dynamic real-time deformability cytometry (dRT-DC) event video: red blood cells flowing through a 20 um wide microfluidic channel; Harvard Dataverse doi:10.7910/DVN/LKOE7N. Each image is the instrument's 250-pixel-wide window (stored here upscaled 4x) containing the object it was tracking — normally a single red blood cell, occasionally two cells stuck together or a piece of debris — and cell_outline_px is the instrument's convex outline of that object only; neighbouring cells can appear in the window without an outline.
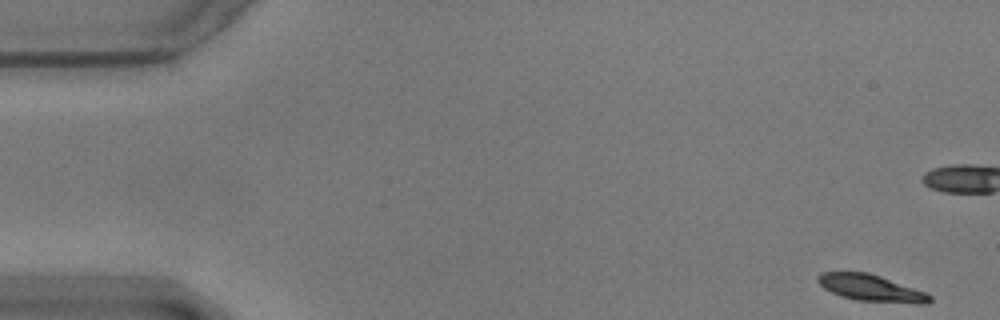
{"species": "common noctule bat (a hibernating species)", "species_latin": "Nyctalus noctula", "temperature_condition": "warm", "stored_images_in_passage": 15, "camera_frame_rate_fps": 3000, "um_per_image_px": 0.085, "animal": {"sex": "male", "body_mass_g": 17.9}, "frame": {"image": 1, "passage_image": 1, "time_ms": 0.0, "image_size_px": [1000, 320], "cell_outline_px": [[932, 300], [928, 304], [916, 304], [856, 300], [840, 296], [824, 288], [816, 280], [816, 276], [820, 272], [868, 272], [928, 292], [932, 296]], "centroid_in_image_um": [74.08, 24.49], "position_along_channel_um": 10.9, "area_um2": 17.63}}